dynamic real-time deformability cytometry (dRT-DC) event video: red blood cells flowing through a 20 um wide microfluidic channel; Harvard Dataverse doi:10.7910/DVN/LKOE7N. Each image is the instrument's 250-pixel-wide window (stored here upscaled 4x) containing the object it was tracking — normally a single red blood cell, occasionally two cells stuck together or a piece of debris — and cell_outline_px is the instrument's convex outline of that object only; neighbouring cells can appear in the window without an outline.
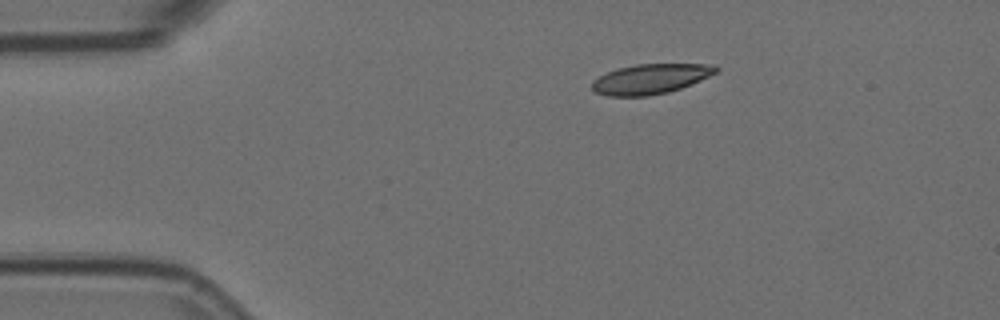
{"species": "Egyptian fruit bat (a non-hibernating species)", "species_latin": "Rousettus aegyptiacus", "temperature_condition": "room temperature", "stored_images_in_passage": 4, "camera_frame_rate_fps": 3000, "um_per_image_px": 0.085, "animal": {"sex": "female"}, "frame": {"image": 1, "passage_image": 4, "time_ms": 1.0, "image_size_px": [1000, 320], "cell_outline_px": [[720, 68], [716, 72], [700, 80], [680, 88], [668, 92], [648, 96], [608, 96], [596, 92], [592, 88], [592, 80], [608, 72], [620, 68], [636, 64], [716, 64]], "centroid_in_image_um": [55.3, 6.7], "position_along_channel_um": 29.7, "area_um2": 21.44}}